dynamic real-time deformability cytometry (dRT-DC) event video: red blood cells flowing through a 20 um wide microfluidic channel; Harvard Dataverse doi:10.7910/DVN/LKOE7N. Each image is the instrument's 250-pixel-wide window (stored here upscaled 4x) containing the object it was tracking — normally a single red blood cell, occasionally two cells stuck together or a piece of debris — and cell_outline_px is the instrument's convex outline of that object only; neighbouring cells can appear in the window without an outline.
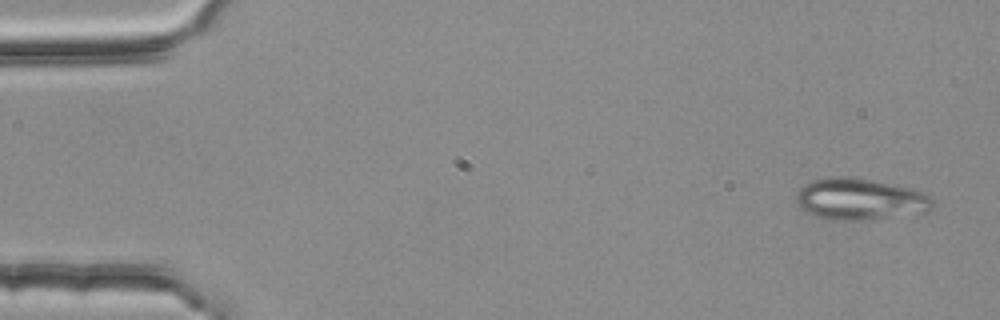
{"species": "common noctule bat (a hibernating species)", "species_latin": "Nyctalus noctula", "temperature_condition": "room temperature", "stored_images_in_passage": 4, "camera_frame_rate_fps": 3000, "um_per_image_px": 0.085, "animal": {"sex": "female", "body_mass_g": 25.1}, "frame": {"image": 1, "passage_image": 1, "time_ms": 0.0, "image_size_px": [1000, 320], "cell_outline_px": [[932, 208], [928, 212], [864, 220], [828, 220], [804, 212], [800, 208], [796, 200], [796, 192], [804, 184], [812, 180], [828, 176], [848, 176], [872, 180], [912, 188], [928, 192], [932, 196]], "centroid_in_image_um": [73.09, 16.92], "position_along_channel_um": 11.9, "area_um2": 33.58}}